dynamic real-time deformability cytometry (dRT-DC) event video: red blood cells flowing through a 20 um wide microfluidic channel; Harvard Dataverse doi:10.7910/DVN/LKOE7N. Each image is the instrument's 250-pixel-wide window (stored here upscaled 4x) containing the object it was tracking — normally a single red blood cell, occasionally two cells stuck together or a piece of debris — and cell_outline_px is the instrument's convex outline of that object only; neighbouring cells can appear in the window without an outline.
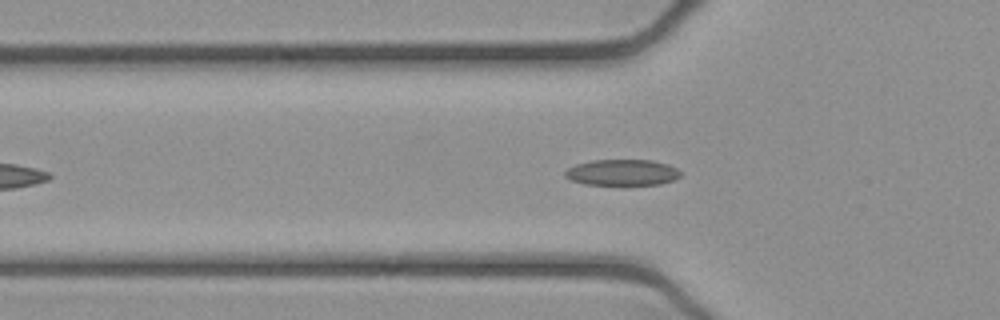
{"species": "common noctule bat (a hibernating species)", "species_latin": "Nyctalus noctula", "temperature_condition": "cold", "stored_images_in_passage": 48, "camera_frame_rate_fps": 3000, "um_per_image_px": 0.085, "animal": {"sex": "female", "body_mass_g": 21.9}, "frame": {"image": 1, "passage_image": 12, "time_ms": 3.667, "image_size_px": [1000, 320], "cell_outline_px": [[680, 176], [676, 180], [660, 184], [584, 184], [572, 180], [564, 176], [564, 172], [568, 168], [576, 164], [592, 160], [652, 160], [668, 164], [676, 168], [680, 172]], "centroid_in_image_um": [52.9, 14.65], "position_along_channel_um": 72.9, "area_um2": 17.46}}
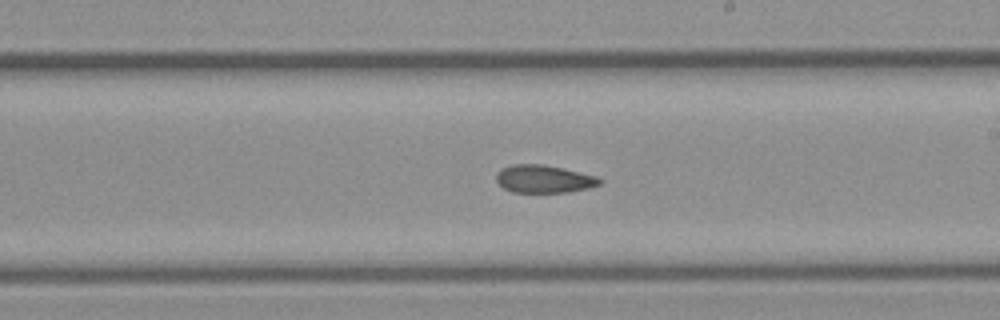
{"frame": {"image": 2, "passage_image": 25, "time_ms": 8.0, "image_size_px": [1000, 320], "cell_outline_px": [[604, 180], [600, 184], [588, 188], [568, 192], [512, 192], [504, 188], [496, 180], [496, 172], [500, 168], [512, 164], [544, 164], [596, 176]], "centroid_in_image_um": [46.21, 15.2], "position_along_channel_um": 242.8, "area_um2": 16.76}}
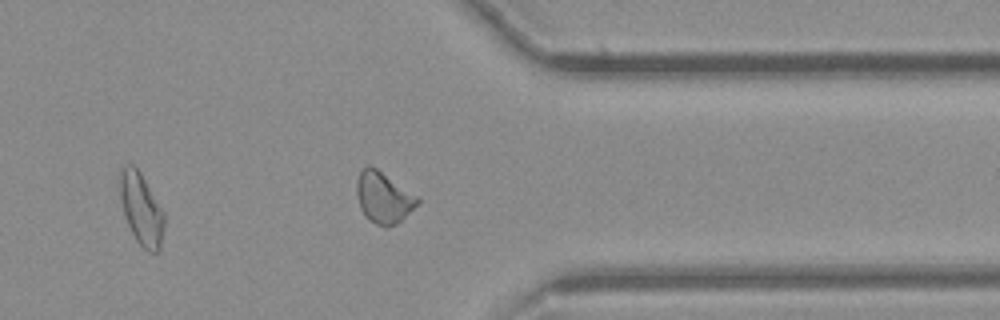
{"frame": {"image": 3, "passage_image": 36, "time_ms": 11.667, "image_size_px": [1000, 320], "cell_outline_px": [[420, 200], [396, 224], [384, 228], [376, 224], [360, 208], [356, 196], [356, 180], [360, 172], [368, 164], [376, 168], [420, 196]], "centroid_in_image_um": [32.59, 16.76], "position_along_channel_um": 378.8, "area_um2": 17.98}, "authors_computed_cell_mechanics": {"area_um2": 17.5134, "velocity_mm_per_s": 3.8957, "shape_relaxation_time_tau1_ms": 9.421, "shape_relaxation_time_tau2_ms": 7.141, "deformation_change_tau1": 0.1477, "deformation_change_tau2": 0.1341}}